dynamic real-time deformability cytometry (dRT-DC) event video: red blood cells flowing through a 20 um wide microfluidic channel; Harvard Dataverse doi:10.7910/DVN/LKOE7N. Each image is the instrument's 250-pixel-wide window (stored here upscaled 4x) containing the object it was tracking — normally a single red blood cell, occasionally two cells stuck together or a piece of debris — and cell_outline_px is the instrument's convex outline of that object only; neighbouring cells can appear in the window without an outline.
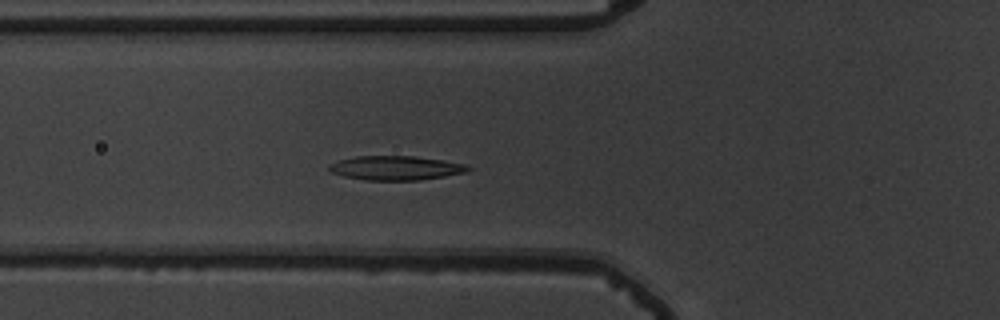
{"species": "common noctule bat (a hibernating species)", "species_latin": "Nyctalus noctula", "temperature_condition": "warm", "stored_images_in_passage": 36, "camera_frame_rate_fps": 3000, "um_per_image_px": 0.085, "animal": {"sex": "male", "body_mass_g": 19.5, "forearm_length_mm": 54.6}, "frame": {"image": 1, "passage_image": 9, "time_ms": 2.667, "image_size_px": [1000, 320], "cell_outline_px": [[472, 168], [468, 172], [420, 180], [364, 180], [344, 176], [332, 172], [328, 168], [332, 164], [340, 160], [356, 156], [416, 156], [444, 160], [464, 164]], "centroid_in_image_um": [33.69, 14.28], "position_along_channel_um": 92.1, "area_um2": 19.48}}
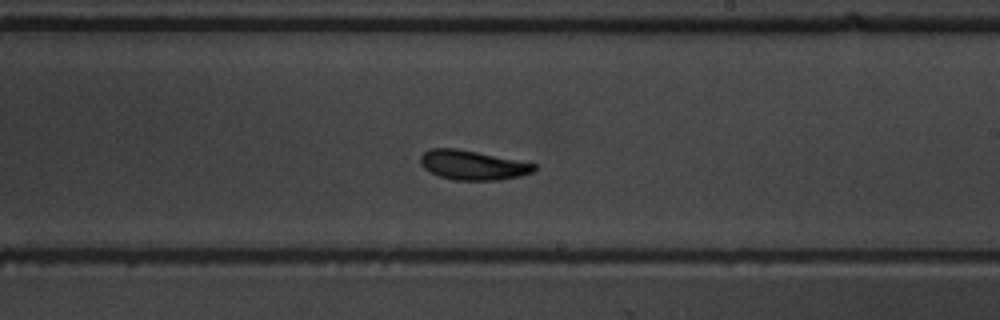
{"frame": {"image": 2, "passage_image": 22, "time_ms": 7.0, "image_size_px": [1000, 320], "cell_outline_px": [[536, 168], [532, 172], [520, 176], [500, 180], [452, 180], [440, 176], [424, 168], [420, 164], [420, 156], [428, 148], [456, 148], [536, 164]], "centroid_in_image_um": [40.14, 14.03], "position_along_channel_um": 248.9, "area_um2": 19.36}}
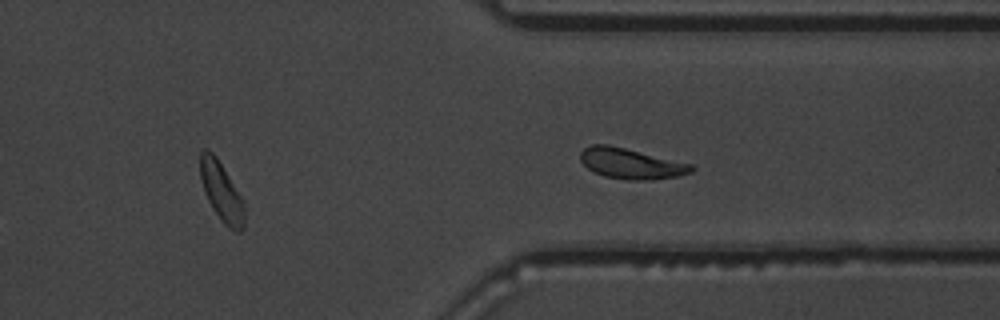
{"frame": {"image": 3, "passage_image": 31, "time_ms": 10.0, "image_size_px": [1000, 320], "cell_outline_px": [[244, 228], [240, 232], [236, 232], [228, 228], [220, 220], [212, 208], [204, 192], [200, 180], [200, 152], [204, 148], [208, 148], [216, 156], [244, 200]], "centroid_in_image_um": [18.82, 16.3], "position_along_channel_um": 392.6, "area_um2": 15.49}, "authors_computed_cell_mechanics": {"area_um2": 19.4497, "velocity_mm_per_s": 3.6155, "shape_relaxation_time_tau1_ms": 3.501, "shape_relaxation_time_tau2_ms": 2.0594, "deformation_change_tau1": 0.1322, "deformation_change_tau2": 0.079}}